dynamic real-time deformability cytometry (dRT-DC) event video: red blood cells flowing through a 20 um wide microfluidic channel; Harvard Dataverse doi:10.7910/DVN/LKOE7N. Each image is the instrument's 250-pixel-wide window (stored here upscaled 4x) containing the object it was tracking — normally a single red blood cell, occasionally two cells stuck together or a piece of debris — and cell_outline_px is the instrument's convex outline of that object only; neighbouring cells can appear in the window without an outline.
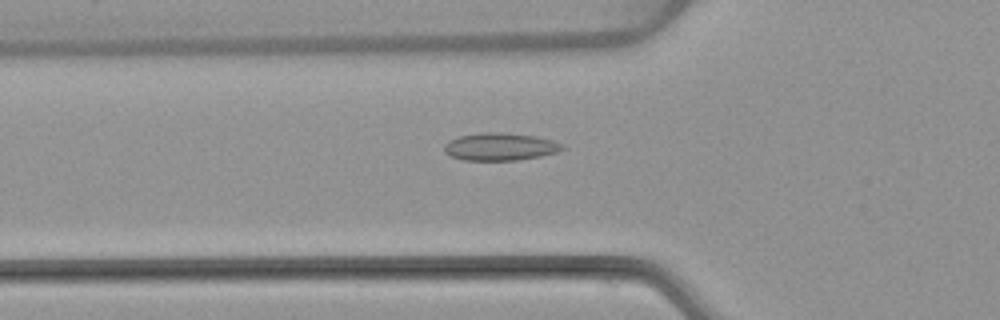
{"species": "common noctule bat (a hibernating species)", "species_latin": "Nyctalus noctula", "temperature_condition": "warm", "stored_images_in_passage": 42, "camera_frame_rate_fps": 3000, "um_per_image_px": 0.085, "animal": {"sex": "female", "body_mass_g": 22.7, "forearm_length_mm": 54.2}, "frame": {"image": 1, "passage_image": 8, "time_ms": 2.333, "image_size_px": [1000, 320], "cell_outline_px": [[564, 148], [556, 152], [540, 156], [516, 160], [464, 160], [452, 156], [444, 152], [444, 144], [448, 140], [460, 136], [480, 132], [504, 132], [536, 136], [552, 140], [564, 144]], "centroid_in_image_um": [42.5, 12.45], "position_along_channel_um": 83.3, "area_um2": 19.02}}
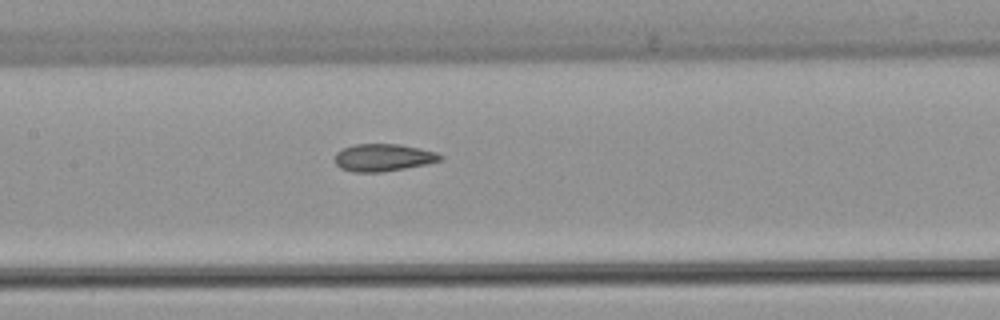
{"frame": {"image": 2, "passage_image": 15, "time_ms": 4.667, "image_size_px": [1000, 320], "cell_outline_px": [[444, 160], [428, 164], [380, 172], [352, 172], [340, 168], [336, 164], [336, 152], [344, 148], [356, 144], [396, 144], [420, 148], [436, 152], [444, 156]], "centroid_in_image_um": [32.61, 13.39], "position_along_channel_um": 174.8, "area_um2": 16.82}}
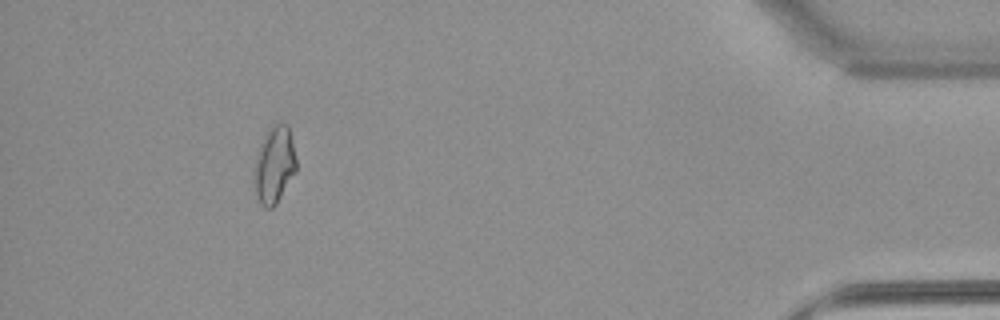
{"frame": {"image": 3, "passage_image": 38, "time_ms": 12.333, "image_size_px": [1000, 320], "cell_outline_px": [[296, 172], [276, 204], [272, 208], [264, 208], [260, 204], [256, 196], [252, 180], [252, 172], [256, 156], [260, 144], [268, 128], [272, 124], [288, 124], [296, 156]], "centroid_in_image_um": [23.29, 14.04], "position_along_channel_um": 411.9, "area_um2": 19.31}, "authors_computed_cell_mechanics": {"area_um2": 17.3689, "velocity_mm_per_s": 3.887, "shape_relaxation_time_tau1_ms": null, "shape_relaxation_time_tau2_ms": 2.1038, "deformation_change_tau1": null, "deformation_change_tau2": 0.0749}}